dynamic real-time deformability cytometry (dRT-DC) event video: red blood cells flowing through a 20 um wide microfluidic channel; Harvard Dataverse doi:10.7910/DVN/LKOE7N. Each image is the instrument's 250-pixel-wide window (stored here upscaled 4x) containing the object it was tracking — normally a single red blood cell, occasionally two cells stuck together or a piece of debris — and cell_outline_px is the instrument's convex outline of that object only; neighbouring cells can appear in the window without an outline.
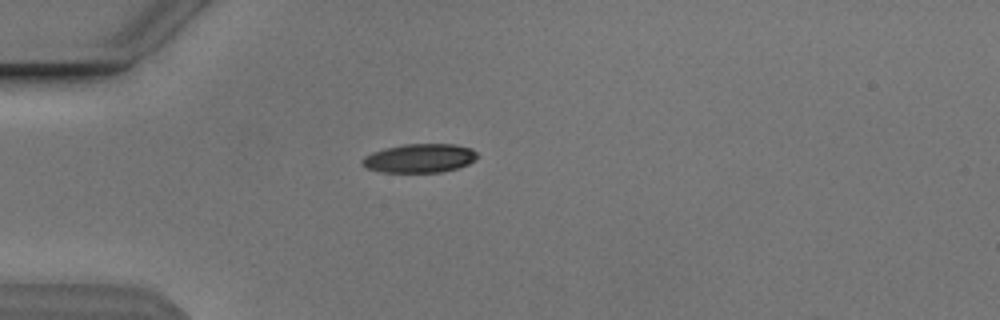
{"species": "Egyptian fruit bat (a non-hibernating species)", "species_latin": "Rousettus aegyptiacus", "temperature_condition": "cold", "stored_images_in_passage": 32, "camera_frame_rate_fps": 3000, "um_per_image_px": 0.085, "animal": {"sex": "male"}, "frame": {"image": 1, "passage_image": 1, "time_ms": 0.0, "image_size_px": [1000, 320], "cell_outline_px": [[480, 156], [476, 160], [468, 164], [456, 168], [440, 172], [380, 172], [368, 168], [360, 160], [364, 156], [372, 152], [384, 148], [404, 144], [456, 144], [472, 148]], "centroid_in_image_um": [35.7, 13.44], "position_along_channel_um": 49.3, "area_um2": 19.42}}
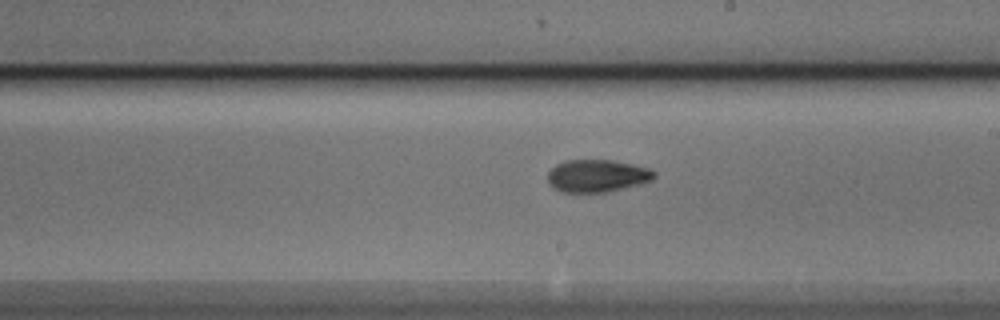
{"frame": {"image": 2, "passage_image": 17, "time_ms": 5.333, "image_size_px": [1000, 320], "cell_outline_px": [[656, 176], [652, 180], [640, 184], [608, 192], [564, 192], [552, 188], [548, 184], [548, 172], [556, 164], [564, 160], [612, 160], [632, 164], [648, 168], [656, 172]], "centroid_in_image_um": [50.74, 14.94], "position_along_channel_um": 238.3, "area_um2": 20.29}}
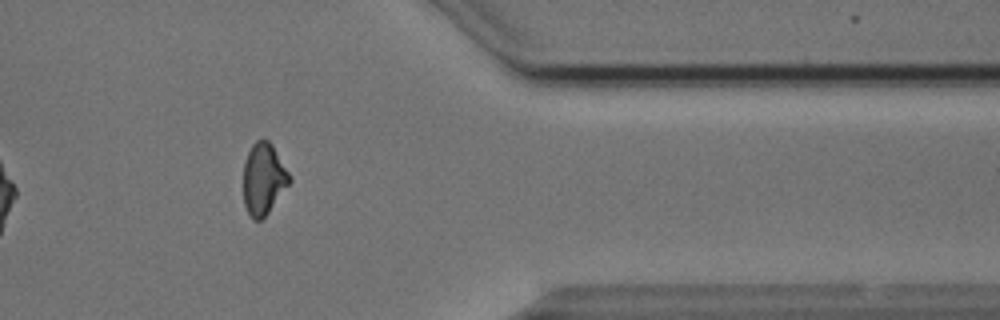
{"frame": {"image": 3, "passage_image": 30, "time_ms": 9.667, "image_size_px": [1000, 320], "cell_outline_px": [[292, 180], [268, 212], [260, 220], [252, 220], [244, 204], [244, 164], [248, 152], [252, 144], [256, 140], [268, 140], [272, 144], [288, 172]], "centroid_in_image_um": [22.39, 15.2], "position_along_channel_um": 389.0, "area_um2": 18.9}, "authors_computed_cell_mechanics": {"area_um2": 19.9699, "velocity_mm_per_s": 3.8524, "shape_relaxation_time_tau1_ms": 3.3352, "shape_relaxation_time_tau2_ms": 3.4845, "deformation_change_tau1": 0.1314, "deformation_change_tau2": 0.0874}}